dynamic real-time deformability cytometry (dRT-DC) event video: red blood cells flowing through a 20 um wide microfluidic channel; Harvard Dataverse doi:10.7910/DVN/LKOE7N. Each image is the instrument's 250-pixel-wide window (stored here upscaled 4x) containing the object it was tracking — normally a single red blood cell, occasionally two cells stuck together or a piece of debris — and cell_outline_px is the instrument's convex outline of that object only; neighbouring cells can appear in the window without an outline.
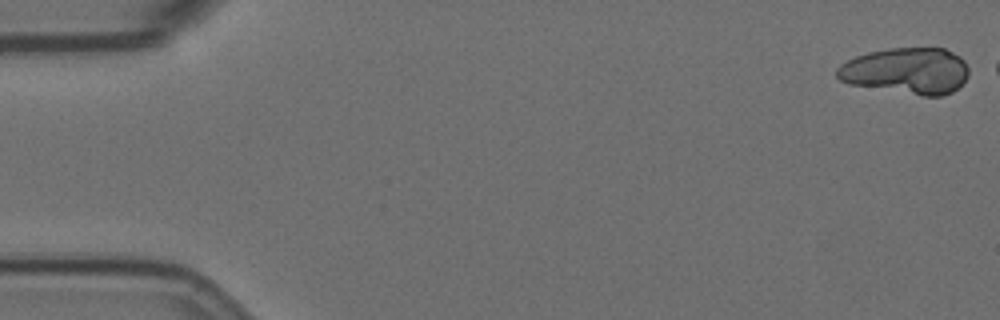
{"species": "Egyptian fruit bat (a non-hibernating species)", "species_latin": "Rousettus aegyptiacus", "temperature_condition": "room temperature", "stored_images_in_passage": 22, "camera_frame_rate_fps": 3000, "um_per_image_px": 0.085, "animal": {"sex": "female"}, "frame": {"image": 1, "passage_image": 1, "time_ms": 0.0, "image_size_px": [1000, 320], "cell_outline_px": [[968, 76], [952, 92], [940, 96], [924, 96], [848, 84], [840, 80], [836, 76], [836, 68], [840, 64], [856, 56], [868, 52], [888, 48], [944, 48], [960, 56], [964, 60], [968, 68]], "centroid_in_image_um": [77.03, 6.02], "position_along_channel_um": 8.0, "area_um2": 35.66}}